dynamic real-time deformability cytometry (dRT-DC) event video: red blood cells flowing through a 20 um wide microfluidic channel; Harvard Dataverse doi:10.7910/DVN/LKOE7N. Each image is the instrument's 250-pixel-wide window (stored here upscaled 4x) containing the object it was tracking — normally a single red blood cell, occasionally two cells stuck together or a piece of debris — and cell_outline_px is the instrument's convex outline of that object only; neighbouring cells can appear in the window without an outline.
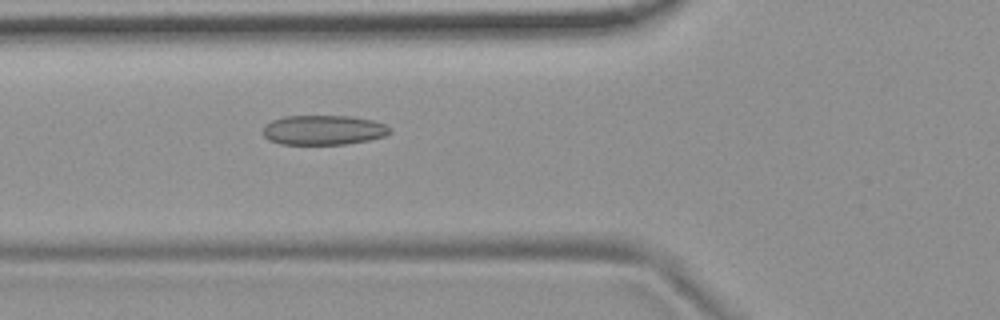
{"species": "common noctule bat (a hibernating species)", "species_latin": "Nyctalus noctula", "temperature_condition": "room temperature", "stored_images_in_passage": 5, "camera_frame_rate_fps": 3000, "um_per_image_px": 0.085, "animal": {"sex": "female", "body_mass_g": 19.9}, "frame": {"image": 1, "passage_image": 5, "time_ms": 1.333, "image_size_px": [1000, 320], "cell_outline_px": [[392, 132], [384, 136], [368, 140], [344, 144], [280, 144], [268, 140], [264, 136], [264, 124], [272, 120], [284, 116], [352, 116], [372, 120], [384, 124], [392, 128]], "centroid_in_image_um": [27.49, 11.05], "position_along_channel_um": 98.3, "area_um2": 22.02}}